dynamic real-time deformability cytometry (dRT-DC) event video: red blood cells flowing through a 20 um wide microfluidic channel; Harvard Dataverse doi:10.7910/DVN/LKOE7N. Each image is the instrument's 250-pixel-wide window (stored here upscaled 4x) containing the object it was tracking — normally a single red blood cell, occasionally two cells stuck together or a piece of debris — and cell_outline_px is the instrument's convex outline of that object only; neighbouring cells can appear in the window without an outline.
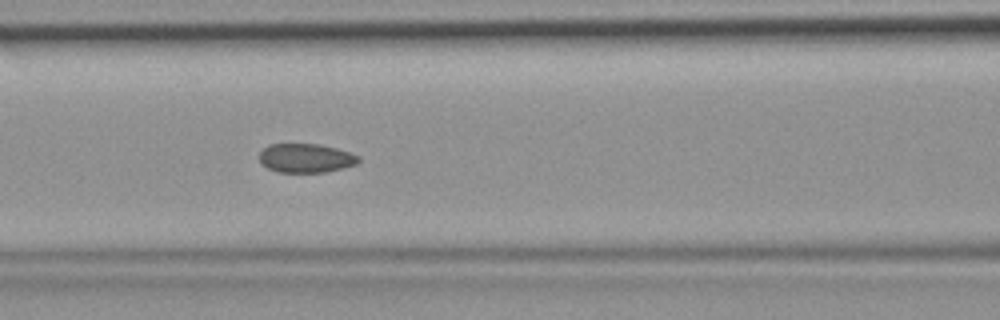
{"species": "common noctule bat (a hibernating species)", "species_latin": "Nyctalus noctula", "temperature_condition": "room temperature", "stored_images_in_passage": 42, "camera_frame_rate_fps": 3000, "um_per_image_px": 0.085, "animal": {"sex": "female", "body_mass_g": 19.9}, "frame": {"image": 1, "passage_image": 19, "time_ms": 6.0, "image_size_px": [1000, 320], "cell_outline_px": [[360, 160], [356, 164], [324, 172], [280, 172], [268, 168], [260, 160], [260, 152], [268, 144], [320, 144], [336, 148], [360, 156]], "centroid_in_image_um": [26.0, 13.43], "position_along_channel_um": 140.6, "area_um2": 16.53}}